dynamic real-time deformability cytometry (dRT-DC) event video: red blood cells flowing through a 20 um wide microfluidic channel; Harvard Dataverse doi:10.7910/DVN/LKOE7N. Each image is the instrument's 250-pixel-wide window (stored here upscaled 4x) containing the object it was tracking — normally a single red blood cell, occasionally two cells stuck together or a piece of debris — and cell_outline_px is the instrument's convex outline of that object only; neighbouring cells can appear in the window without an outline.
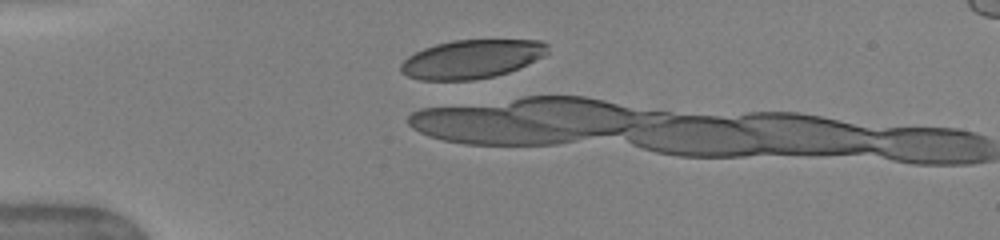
{"species": "human", "species_latin": "Homo sapiens", "temperature_condition": "warm", "stored_images_in_passage": 3, "camera_frame_rate_fps": 3000, "um_per_image_px": 0.085, "donor": {"sex": "female"}, "frame": {"image": 1, "passage_image": 3, "time_ms": 1.667, "image_size_px": [1000, 240], "cell_outline_px": [[548, 52], [544, 56], [508, 72], [496, 76], [472, 80], [420, 80], [408, 76], [400, 72], [400, 64], [408, 56], [424, 48], [436, 44], [452, 40], [540, 40], [548, 44]], "centroid_in_image_um": [40.08, 5.02], "position_along_channel_um": 44.9, "area_um2": 33.06}}